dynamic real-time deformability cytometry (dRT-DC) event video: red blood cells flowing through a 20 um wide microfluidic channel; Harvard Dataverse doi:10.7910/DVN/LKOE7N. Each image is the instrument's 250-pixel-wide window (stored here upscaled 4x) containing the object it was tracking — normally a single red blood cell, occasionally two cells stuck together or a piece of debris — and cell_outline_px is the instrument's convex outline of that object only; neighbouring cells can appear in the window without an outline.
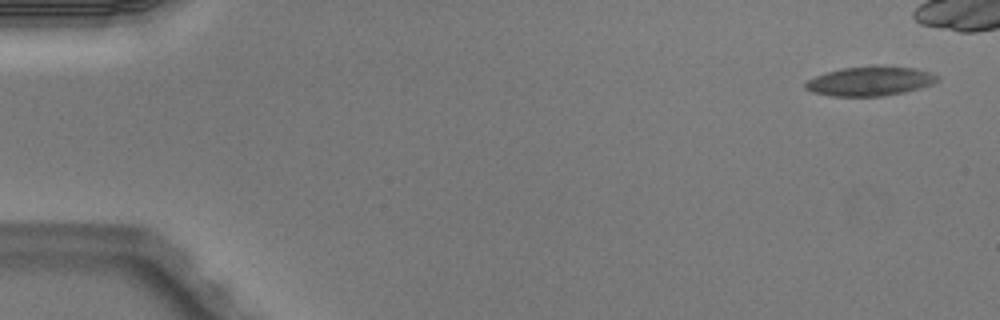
{"species": "Egyptian fruit bat (a non-hibernating species)", "species_latin": "Rousettus aegyptiacus", "temperature_condition": "warm", "stored_images_in_passage": 5, "camera_frame_rate_fps": 3000, "um_per_image_px": 0.085, "animal": {"sex": "male"}, "frame": {"image": 1, "passage_image": 1, "time_ms": 0.0, "image_size_px": [1000, 320], "cell_outline_px": [[940, 80], [932, 84], [920, 88], [904, 92], [884, 96], [832, 96], [812, 92], [804, 88], [804, 84], [808, 80], [816, 76], [828, 72], [844, 68], [872, 64], [876, 64], [916, 68], [940, 76]], "centroid_in_image_um": [73.99, 6.88], "position_along_channel_um": 11.0, "area_um2": 22.89}}